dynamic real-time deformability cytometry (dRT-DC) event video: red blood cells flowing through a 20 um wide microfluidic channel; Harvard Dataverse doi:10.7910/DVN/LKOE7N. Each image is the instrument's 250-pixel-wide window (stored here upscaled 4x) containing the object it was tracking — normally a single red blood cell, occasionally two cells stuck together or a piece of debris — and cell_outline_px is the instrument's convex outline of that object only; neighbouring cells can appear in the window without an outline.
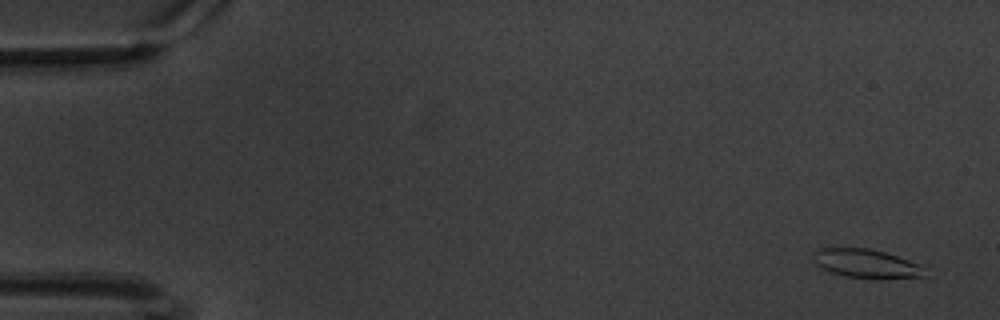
{"species": "common noctule bat (a hibernating species)", "species_latin": "Nyctalus noctula", "temperature_condition": "warm", "stored_images_in_passage": 32, "camera_frame_rate_fps": 3000, "um_per_image_px": 0.085, "animal": {"sex": "male", "body_mass_g": 20.1, "forearm_length_mm": 53.5}, "frame": {"image": 1, "passage_image": 1, "time_ms": 0.0, "image_size_px": [1000, 320], "cell_outline_px": [[928, 276], [880, 280], [876, 280], [844, 276], [832, 272], [816, 264], [812, 260], [816, 252], [820, 248], [868, 248], [884, 252], [920, 264]], "centroid_in_image_um": [73.69, 22.44], "position_along_channel_um": 11.3, "area_um2": 18.84}}
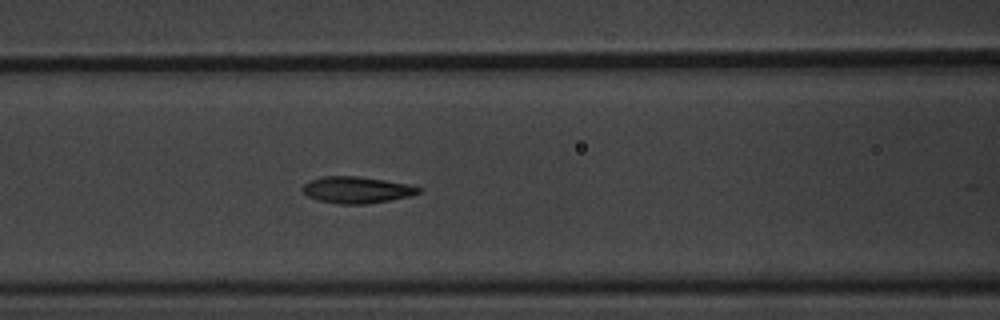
{"frame": {"image": 2, "passage_image": 24, "time_ms": 7.667, "image_size_px": [1000, 320], "cell_outline_px": [[424, 188], [420, 192], [412, 196], [368, 204], [336, 204], [320, 200], [308, 196], [300, 188], [308, 180], [324, 176], [356, 176], [384, 180], [408, 184]], "centroid_in_image_um": [30.33, 16.14], "position_along_channel_um": 136.3, "area_um2": 18.09}}
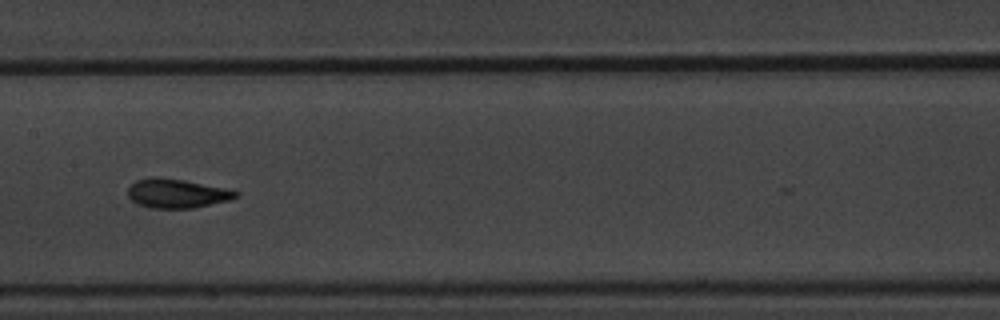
{"frame": {"image": 3, "passage_image": 29, "time_ms": 9.333, "image_size_px": [1000, 320], "cell_outline_px": [[240, 196], [228, 200], [192, 208], [148, 208], [136, 204], [128, 196], [128, 188], [136, 180], [152, 176], [156, 176], [184, 180], [224, 188], [240, 192]], "centroid_in_image_um": [14.99, 16.44], "position_along_channel_um": 192.4, "area_um2": 18.32}}